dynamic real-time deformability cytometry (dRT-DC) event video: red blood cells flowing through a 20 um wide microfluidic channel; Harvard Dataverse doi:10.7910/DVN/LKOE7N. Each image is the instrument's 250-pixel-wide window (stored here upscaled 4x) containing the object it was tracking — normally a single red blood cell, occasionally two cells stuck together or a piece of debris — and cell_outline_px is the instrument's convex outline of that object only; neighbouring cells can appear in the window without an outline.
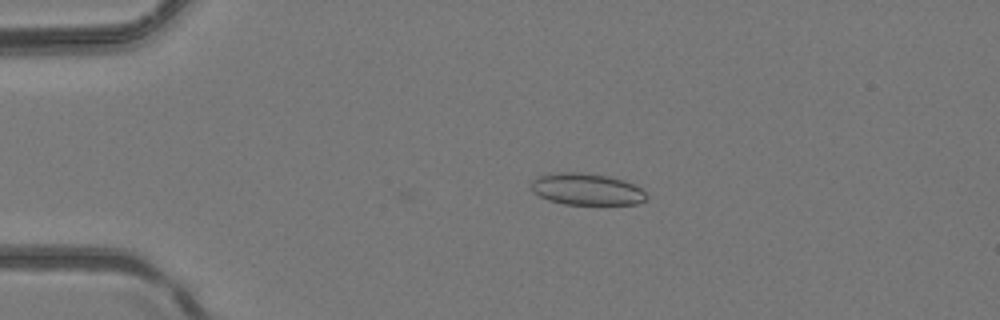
{"species": "common noctule bat (a hibernating species)", "species_latin": "Nyctalus noctula", "temperature_condition": "room temperature", "stored_images_in_passage": 6, "camera_frame_rate_fps": 3000, "um_per_image_px": 0.085, "animal": {"sex": "female", "body_mass_g": 24.6, "forearm_length_mm": 56.2}, "frame": {"image": 1, "passage_image": 6, "time_ms": 1.667, "image_size_px": [1000, 320], "cell_outline_px": [[648, 196], [644, 200], [636, 204], [564, 204], [548, 200], [532, 192], [532, 180], [540, 176], [560, 172], [580, 172], [608, 176], [624, 180], [640, 188]], "centroid_in_image_um": [49.86, 16.08], "position_along_channel_um": 35.1, "area_um2": 21.1}}